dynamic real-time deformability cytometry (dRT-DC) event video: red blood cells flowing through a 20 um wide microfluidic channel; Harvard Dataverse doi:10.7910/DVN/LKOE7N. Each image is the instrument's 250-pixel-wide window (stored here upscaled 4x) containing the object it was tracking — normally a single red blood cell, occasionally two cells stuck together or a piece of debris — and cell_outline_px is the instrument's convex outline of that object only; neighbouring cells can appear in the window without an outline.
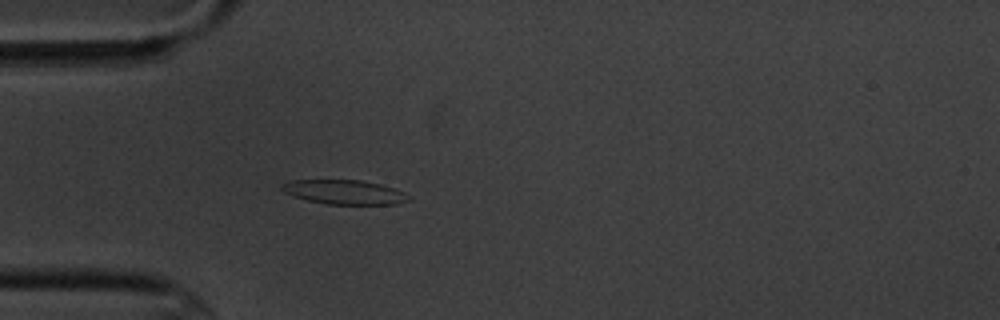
{"species": "common noctule bat (a hibernating species)", "species_latin": "Nyctalus noctula", "temperature_condition": "cold", "stored_images_in_passage": 3, "camera_frame_rate_fps": 3000, "um_per_image_px": 0.085, "animal": {"sex": "male", "body_mass_g": 20.1, "forearm_length_mm": 53.5}, "frame": {"image": 1, "passage_image": 3, "time_ms": 3.0, "image_size_px": [1000, 320], "cell_outline_px": [[412, 200], [396, 204], [328, 204], [308, 200], [284, 192], [280, 188], [280, 184], [292, 180], [360, 180], [380, 184], [404, 192], [412, 196]], "centroid_in_image_um": [29.31, 16.33], "position_along_channel_um": 55.7, "area_um2": 17.92}}